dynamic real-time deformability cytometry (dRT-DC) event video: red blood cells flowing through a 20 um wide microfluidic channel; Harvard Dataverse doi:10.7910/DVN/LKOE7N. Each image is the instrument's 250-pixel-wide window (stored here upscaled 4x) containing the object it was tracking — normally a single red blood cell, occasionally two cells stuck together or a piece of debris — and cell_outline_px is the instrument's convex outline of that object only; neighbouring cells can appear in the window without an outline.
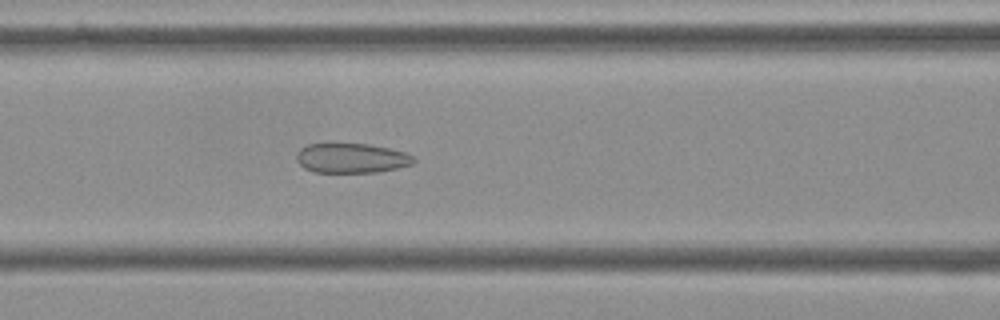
{"species": "Egyptian fruit bat (a non-hibernating species)", "species_latin": "Rousettus aegyptiacus", "temperature_condition": "cold", "stored_images_in_passage": 55, "camera_frame_rate_fps": 3000, "um_per_image_px": 0.085, "frame": {"image": 1, "passage_image": 23, "time_ms": 7.333, "image_size_px": [1000, 320], "cell_outline_px": [[416, 160], [412, 164], [396, 168], [376, 172], [316, 172], [304, 168], [296, 160], [296, 156], [300, 148], [308, 144], [332, 140], [368, 144], [388, 148], [404, 152], [412, 156]], "centroid_in_image_um": [29.8, 13.39], "position_along_channel_um": 136.8, "area_um2": 20.92}}
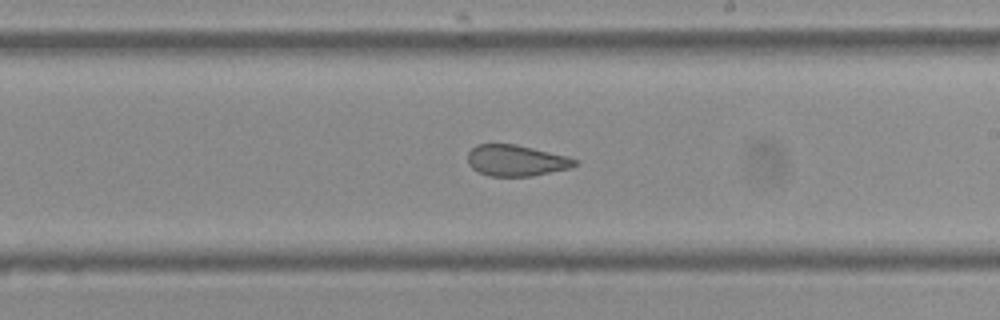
{"frame": {"image": 2, "passage_image": 32, "time_ms": 10.333, "image_size_px": [1000, 320], "cell_outline_px": [[580, 164], [568, 168], [532, 176], [488, 176], [472, 168], [468, 164], [468, 152], [476, 144], [516, 144], [568, 156], [580, 160]], "centroid_in_image_um": [43.89, 13.64], "position_along_channel_um": 245.1, "area_um2": 19.54}}
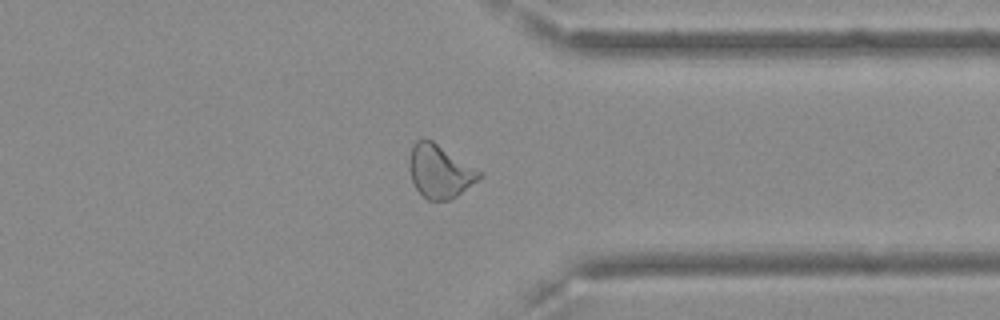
{"frame": {"image": 3, "passage_image": 43, "time_ms": 14.0, "image_size_px": [1000, 320], "cell_outline_px": [[484, 176], [456, 196], [448, 200], [428, 200], [416, 188], [412, 180], [408, 168], [408, 160], [412, 148], [416, 140], [432, 140], [484, 172]], "centroid_in_image_um": [37.41, 14.56], "position_along_channel_um": 374.0, "area_um2": 21.73}, "authors_computed_cell_mechanics": {"area_um2": 22.5998, "velocity_mm_per_s": 3.6147, "shape_relaxation_time_tau1_ms": null, "shape_relaxation_time_tau2_ms": 1.9898, "deformation_change_tau1": null, "deformation_change_tau2": 0.0958}}